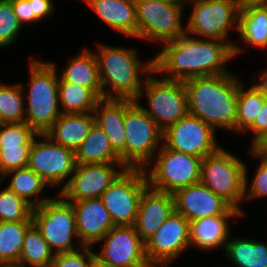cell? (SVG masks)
Listing matches in <instances>:
<instances>
[{
	"label": "cell",
	"instance_id": "obj_14",
	"mask_svg": "<svg viewBox=\"0 0 267 267\" xmlns=\"http://www.w3.org/2000/svg\"><path fill=\"white\" fill-rule=\"evenodd\" d=\"M190 247V222L174 210L145 241V254L151 267H168Z\"/></svg>",
	"mask_w": 267,
	"mask_h": 267
},
{
	"label": "cell",
	"instance_id": "obj_23",
	"mask_svg": "<svg viewBox=\"0 0 267 267\" xmlns=\"http://www.w3.org/2000/svg\"><path fill=\"white\" fill-rule=\"evenodd\" d=\"M239 217L242 215H219L190 222L191 247L201 251H214L221 247L224 251L231 234L229 219Z\"/></svg>",
	"mask_w": 267,
	"mask_h": 267
},
{
	"label": "cell",
	"instance_id": "obj_27",
	"mask_svg": "<svg viewBox=\"0 0 267 267\" xmlns=\"http://www.w3.org/2000/svg\"><path fill=\"white\" fill-rule=\"evenodd\" d=\"M239 39L246 46L267 48V5L241 7L239 13Z\"/></svg>",
	"mask_w": 267,
	"mask_h": 267
},
{
	"label": "cell",
	"instance_id": "obj_8",
	"mask_svg": "<svg viewBox=\"0 0 267 267\" xmlns=\"http://www.w3.org/2000/svg\"><path fill=\"white\" fill-rule=\"evenodd\" d=\"M185 6V0H135L137 38L164 44L184 35Z\"/></svg>",
	"mask_w": 267,
	"mask_h": 267
},
{
	"label": "cell",
	"instance_id": "obj_48",
	"mask_svg": "<svg viewBox=\"0 0 267 267\" xmlns=\"http://www.w3.org/2000/svg\"><path fill=\"white\" fill-rule=\"evenodd\" d=\"M0 267H23L18 262H4L0 263Z\"/></svg>",
	"mask_w": 267,
	"mask_h": 267
},
{
	"label": "cell",
	"instance_id": "obj_18",
	"mask_svg": "<svg viewBox=\"0 0 267 267\" xmlns=\"http://www.w3.org/2000/svg\"><path fill=\"white\" fill-rule=\"evenodd\" d=\"M173 195L175 210L189 222L219 215H242L201 181L180 188Z\"/></svg>",
	"mask_w": 267,
	"mask_h": 267
},
{
	"label": "cell",
	"instance_id": "obj_13",
	"mask_svg": "<svg viewBox=\"0 0 267 267\" xmlns=\"http://www.w3.org/2000/svg\"><path fill=\"white\" fill-rule=\"evenodd\" d=\"M28 167L49 186L63 188L76 167L75 151L55 143L45 133H38L32 142Z\"/></svg>",
	"mask_w": 267,
	"mask_h": 267
},
{
	"label": "cell",
	"instance_id": "obj_40",
	"mask_svg": "<svg viewBox=\"0 0 267 267\" xmlns=\"http://www.w3.org/2000/svg\"><path fill=\"white\" fill-rule=\"evenodd\" d=\"M95 259L92 246H82L75 251L56 253L51 267H91Z\"/></svg>",
	"mask_w": 267,
	"mask_h": 267
},
{
	"label": "cell",
	"instance_id": "obj_43",
	"mask_svg": "<svg viewBox=\"0 0 267 267\" xmlns=\"http://www.w3.org/2000/svg\"><path fill=\"white\" fill-rule=\"evenodd\" d=\"M252 132V143L263 133L267 132V99L265 100L261 111L258 113L254 123L244 132Z\"/></svg>",
	"mask_w": 267,
	"mask_h": 267
},
{
	"label": "cell",
	"instance_id": "obj_26",
	"mask_svg": "<svg viewBox=\"0 0 267 267\" xmlns=\"http://www.w3.org/2000/svg\"><path fill=\"white\" fill-rule=\"evenodd\" d=\"M76 164H122L120 155L112 148L109 138L96 124L75 151Z\"/></svg>",
	"mask_w": 267,
	"mask_h": 267
},
{
	"label": "cell",
	"instance_id": "obj_47",
	"mask_svg": "<svg viewBox=\"0 0 267 267\" xmlns=\"http://www.w3.org/2000/svg\"><path fill=\"white\" fill-rule=\"evenodd\" d=\"M91 267H117L100 261L97 257Z\"/></svg>",
	"mask_w": 267,
	"mask_h": 267
},
{
	"label": "cell",
	"instance_id": "obj_25",
	"mask_svg": "<svg viewBox=\"0 0 267 267\" xmlns=\"http://www.w3.org/2000/svg\"><path fill=\"white\" fill-rule=\"evenodd\" d=\"M67 64L59 77L64 81L90 88L101 99L102 87L94 51L83 48L82 52L72 56Z\"/></svg>",
	"mask_w": 267,
	"mask_h": 267
},
{
	"label": "cell",
	"instance_id": "obj_45",
	"mask_svg": "<svg viewBox=\"0 0 267 267\" xmlns=\"http://www.w3.org/2000/svg\"><path fill=\"white\" fill-rule=\"evenodd\" d=\"M260 77V78H259ZM256 80H252V84L265 96L267 99V68L260 73V76Z\"/></svg>",
	"mask_w": 267,
	"mask_h": 267
},
{
	"label": "cell",
	"instance_id": "obj_17",
	"mask_svg": "<svg viewBox=\"0 0 267 267\" xmlns=\"http://www.w3.org/2000/svg\"><path fill=\"white\" fill-rule=\"evenodd\" d=\"M102 249L96 257L117 267H151L145 254V242L134 226H115L99 241Z\"/></svg>",
	"mask_w": 267,
	"mask_h": 267
},
{
	"label": "cell",
	"instance_id": "obj_46",
	"mask_svg": "<svg viewBox=\"0 0 267 267\" xmlns=\"http://www.w3.org/2000/svg\"><path fill=\"white\" fill-rule=\"evenodd\" d=\"M240 6L267 5V0H239Z\"/></svg>",
	"mask_w": 267,
	"mask_h": 267
},
{
	"label": "cell",
	"instance_id": "obj_28",
	"mask_svg": "<svg viewBox=\"0 0 267 267\" xmlns=\"http://www.w3.org/2000/svg\"><path fill=\"white\" fill-rule=\"evenodd\" d=\"M11 177L7 188L23 198L33 208L42 205L53 197L40 196L49 185L29 167L19 168L4 174L0 182Z\"/></svg>",
	"mask_w": 267,
	"mask_h": 267
},
{
	"label": "cell",
	"instance_id": "obj_6",
	"mask_svg": "<svg viewBox=\"0 0 267 267\" xmlns=\"http://www.w3.org/2000/svg\"><path fill=\"white\" fill-rule=\"evenodd\" d=\"M124 128L126 168H146L163 145V130L131 99H125Z\"/></svg>",
	"mask_w": 267,
	"mask_h": 267
},
{
	"label": "cell",
	"instance_id": "obj_49",
	"mask_svg": "<svg viewBox=\"0 0 267 267\" xmlns=\"http://www.w3.org/2000/svg\"><path fill=\"white\" fill-rule=\"evenodd\" d=\"M145 1H161V0H145Z\"/></svg>",
	"mask_w": 267,
	"mask_h": 267
},
{
	"label": "cell",
	"instance_id": "obj_37",
	"mask_svg": "<svg viewBox=\"0 0 267 267\" xmlns=\"http://www.w3.org/2000/svg\"><path fill=\"white\" fill-rule=\"evenodd\" d=\"M37 132L26 122L0 124V149L12 145H32Z\"/></svg>",
	"mask_w": 267,
	"mask_h": 267
},
{
	"label": "cell",
	"instance_id": "obj_44",
	"mask_svg": "<svg viewBox=\"0 0 267 267\" xmlns=\"http://www.w3.org/2000/svg\"><path fill=\"white\" fill-rule=\"evenodd\" d=\"M249 147L255 155L267 159V132L259 136Z\"/></svg>",
	"mask_w": 267,
	"mask_h": 267
},
{
	"label": "cell",
	"instance_id": "obj_36",
	"mask_svg": "<svg viewBox=\"0 0 267 267\" xmlns=\"http://www.w3.org/2000/svg\"><path fill=\"white\" fill-rule=\"evenodd\" d=\"M22 25L15 15L10 0H0V49L12 45L21 34Z\"/></svg>",
	"mask_w": 267,
	"mask_h": 267
},
{
	"label": "cell",
	"instance_id": "obj_21",
	"mask_svg": "<svg viewBox=\"0 0 267 267\" xmlns=\"http://www.w3.org/2000/svg\"><path fill=\"white\" fill-rule=\"evenodd\" d=\"M93 115L95 124L104 131L126 167L125 99L101 98Z\"/></svg>",
	"mask_w": 267,
	"mask_h": 267
},
{
	"label": "cell",
	"instance_id": "obj_4",
	"mask_svg": "<svg viewBox=\"0 0 267 267\" xmlns=\"http://www.w3.org/2000/svg\"><path fill=\"white\" fill-rule=\"evenodd\" d=\"M29 61L25 122L37 133H46L62 114L58 96L59 74L56 64L51 61L31 58Z\"/></svg>",
	"mask_w": 267,
	"mask_h": 267
},
{
	"label": "cell",
	"instance_id": "obj_29",
	"mask_svg": "<svg viewBox=\"0 0 267 267\" xmlns=\"http://www.w3.org/2000/svg\"><path fill=\"white\" fill-rule=\"evenodd\" d=\"M225 258L236 267H267V242L249 238H232L227 241Z\"/></svg>",
	"mask_w": 267,
	"mask_h": 267
},
{
	"label": "cell",
	"instance_id": "obj_32",
	"mask_svg": "<svg viewBox=\"0 0 267 267\" xmlns=\"http://www.w3.org/2000/svg\"><path fill=\"white\" fill-rule=\"evenodd\" d=\"M248 89L242 82L238 88L237 117L235 133L244 132L254 123L266 100L265 96L253 85Z\"/></svg>",
	"mask_w": 267,
	"mask_h": 267
},
{
	"label": "cell",
	"instance_id": "obj_7",
	"mask_svg": "<svg viewBox=\"0 0 267 267\" xmlns=\"http://www.w3.org/2000/svg\"><path fill=\"white\" fill-rule=\"evenodd\" d=\"M245 164L222 146L202 159L200 179L215 195L240 211L242 216L245 215L244 209L239 203L244 201Z\"/></svg>",
	"mask_w": 267,
	"mask_h": 267
},
{
	"label": "cell",
	"instance_id": "obj_34",
	"mask_svg": "<svg viewBox=\"0 0 267 267\" xmlns=\"http://www.w3.org/2000/svg\"><path fill=\"white\" fill-rule=\"evenodd\" d=\"M33 222H0V263L18 262L27 229Z\"/></svg>",
	"mask_w": 267,
	"mask_h": 267
},
{
	"label": "cell",
	"instance_id": "obj_30",
	"mask_svg": "<svg viewBox=\"0 0 267 267\" xmlns=\"http://www.w3.org/2000/svg\"><path fill=\"white\" fill-rule=\"evenodd\" d=\"M59 105L62 113H93L100 98L87 87L62 80L58 83Z\"/></svg>",
	"mask_w": 267,
	"mask_h": 267
},
{
	"label": "cell",
	"instance_id": "obj_20",
	"mask_svg": "<svg viewBox=\"0 0 267 267\" xmlns=\"http://www.w3.org/2000/svg\"><path fill=\"white\" fill-rule=\"evenodd\" d=\"M175 210L174 195L150 187L143 190L134 227L145 242Z\"/></svg>",
	"mask_w": 267,
	"mask_h": 267
},
{
	"label": "cell",
	"instance_id": "obj_1",
	"mask_svg": "<svg viewBox=\"0 0 267 267\" xmlns=\"http://www.w3.org/2000/svg\"><path fill=\"white\" fill-rule=\"evenodd\" d=\"M163 45L154 57V71L155 74L165 73V79L184 82L196 77L231 73L226 64L234 59V51L225 41L185 33Z\"/></svg>",
	"mask_w": 267,
	"mask_h": 267
},
{
	"label": "cell",
	"instance_id": "obj_12",
	"mask_svg": "<svg viewBox=\"0 0 267 267\" xmlns=\"http://www.w3.org/2000/svg\"><path fill=\"white\" fill-rule=\"evenodd\" d=\"M148 186L144 169H125L103 192L101 200L115 226H134L143 190Z\"/></svg>",
	"mask_w": 267,
	"mask_h": 267
},
{
	"label": "cell",
	"instance_id": "obj_19",
	"mask_svg": "<svg viewBox=\"0 0 267 267\" xmlns=\"http://www.w3.org/2000/svg\"><path fill=\"white\" fill-rule=\"evenodd\" d=\"M67 202H70L74 208L76 231L83 246L93 247L111 228L115 227L101 198Z\"/></svg>",
	"mask_w": 267,
	"mask_h": 267
},
{
	"label": "cell",
	"instance_id": "obj_2",
	"mask_svg": "<svg viewBox=\"0 0 267 267\" xmlns=\"http://www.w3.org/2000/svg\"><path fill=\"white\" fill-rule=\"evenodd\" d=\"M233 73L202 76L184 81L188 114L198 117L215 131L235 132L238 88L243 82Z\"/></svg>",
	"mask_w": 267,
	"mask_h": 267
},
{
	"label": "cell",
	"instance_id": "obj_42",
	"mask_svg": "<svg viewBox=\"0 0 267 267\" xmlns=\"http://www.w3.org/2000/svg\"><path fill=\"white\" fill-rule=\"evenodd\" d=\"M29 2L32 3L35 25L42 19L51 16L56 9L52 0H29Z\"/></svg>",
	"mask_w": 267,
	"mask_h": 267
},
{
	"label": "cell",
	"instance_id": "obj_41",
	"mask_svg": "<svg viewBox=\"0 0 267 267\" xmlns=\"http://www.w3.org/2000/svg\"><path fill=\"white\" fill-rule=\"evenodd\" d=\"M12 3V8L17 16L19 23L23 25L34 24V13L32 8V3L29 0H10Z\"/></svg>",
	"mask_w": 267,
	"mask_h": 267
},
{
	"label": "cell",
	"instance_id": "obj_10",
	"mask_svg": "<svg viewBox=\"0 0 267 267\" xmlns=\"http://www.w3.org/2000/svg\"><path fill=\"white\" fill-rule=\"evenodd\" d=\"M56 196L58 198L54 197L33 208V223L55 254L75 251L83 245L80 243L76 231L74 208L59 194ZM75 239L76 247L73 244Z\"/></svg>",
	"mask_w": 267,
	"mask_h": 267
},
{
	"label": "cell",
	"instance_id": "obj_5",
	"mask_svg": "<svg viewBox=\"0 0 267 267\" xmlns=\"http://www.w3.org/2000/svg\"><path fill=\"white\" fill-rule=\"evenodd\" d=\"M190 4L193 9L185 25L186 33L197 38L225 41L233 48L236 58L242 48L228 39L231 31H239V0H185V5Z\"/></svg>",
	"mask_w": 267,
	"mask_h": 267
},
{
	"label": "cell",
	"instance_id": "obj_39",
	"mask_svg": "<svg viewBox=\"0 0 267 267\" xmlns=\"http://www.w3.org/2000/svg\"><path fill=\"white\" fill-rule=\"evenodd\" d=\"M31 146L12 145L0 149V179L9 171L28 167Z\"/></svg>",
	"mask_w": 267,
	"mask_h": 267
},
{
	"label": "cell",
	"instance_id": "obj_11",
	"mask_svg": "<svg viewBox=\"0 0 267 267\" xmlns=\"http://www.w3.org/2000/svg\"><path fill=\"white\" fill-rule=\"evenodd\" d=\"M153 74L155 71L143 76L146 81L136 102L164 131L188 114L187 92L183 81L159 79ZM144 95L148 107L139 102Z\"/></svg>",
	"mask_w": 267,
	"mask_h": 267
},
{
	"label": "cell",
	"instance_id": "obj_38",
	"mask_svg": "<svg viewBox=\"0 0 267 267\" xmlns=\"http://www.w3.org/2000/svg\"><path fill=\"white\" fill-rule=\"evenodd\" d=\"M249 151L253 157L260 159V161L251 182L248 181V165L245 164L244 201L267 197V159L258 157L251 150ZM249 183L251 184L248 185Z\"/></svg>",
	"mask_w": 267,
	"mask_h": 267
},
{
	"label": "cell",
	"instance_id": "obj_31",
	"mask_svg": "<svg viewBox=\"0 0 267 267\" xmlns=\"http://www.w3.org/2000/svg\"><path fill=\"white\" fill-rule=\"evenodd\" d=\"M55 253L33 223L25 233L18 263L23 267H51Z\"/></svg>",
	"mask_w": 267,
	"mask_h": 267
},
{
	"label": "cell",
	"instance_id": "obj_16",
	"mask_svg": "<svg viewBox=\"0 0 267 267\" xmlns=\"http://www.w3.org/2000/svg\"><path fill=\"white\" fill-rule=\"evenodd\" d=\"M125 169L123 164H76L68 183L57 193L66 201L100 198Z\"/></svg>",
	"mask_w": 267,
	"mask_h": 267
},
{
	"label": "cell",
	"instance_id": "obj_9",
	"mask_svg": "<svg viewBox=\"0 0 267 267\" xmlns=\"http://www.w3.org/2000/svg\"><path fill=\"white\" fill-rule=\"evenodd\" d=\"M201 162L202 159L197 156L167 148L163 144L144 168L148 185L174 194L180 188L200 182Z\"/></svg>",
	"mask_w": 267,
	"mask_h": 267
},
{
	"label": "cell",
	"instance_id": "obj_33",
	"mask_svg": "<svg viewBox=\"0 0 267 267\" xmlns=\"http://www.w3.org/2000/svg\"><path fill=\"white\" fill-rule=\"evenodd\" d=\"M24 85L0 82V124L25 122Z\"/></svg>",
	"mask_w": 267,
	"mask_h": 267
},
{
	"label": "cell",
	"instance_id": "obj_15",
	"mask_svg": "<svg viewBox=\"0 0 267 267\" xmlns=\"http://www.w3.org/2000/svg\"><path fill=\"white\" fill-rule=\"evenodd\" d=\"M215 132L198 117L187 114L163 131V144L167 148L204 159L221 147Z\"/></svg>",
	"mask_w": 267,
	"mask_h": 267
},
{
	"label": "cell",
	"instance_id": "obj_22",
	"mask_svg": "<svg viewBox=\"0 0 267 267\" xmlns=\"http://www.w3.org/2000/svg\"><path fill=\"white\" fill-rule=\"evenodd\" d=\"M114 31L137 38L135 0H84Z\"/></svg>",
	"mask_w": 267,
	"mask_h": 267
},
{
	"label": "cell",
	"instance_id": "obj_24",
	"mask_svg": "<svg viewBox=\"0 0 267 267\" xmlns=\"http://www.w3.org/2000/svg\"><path fill=\"white\" fill-rule=\"evenodd\" d=\"M94 124L93 113H62L45 134L55 143L76 151Z\"/></svg>",
	"mask_w": 267,
	"mask_h": 267
},
{
	"label": "cell",
	"instance_id": "obj_35",
	"mask_svg": "<svg viewBox=\"0 0 267 267\" xmlns=\"http://www.w3.org/2000/svg\"><path fill=\"white\" fill-rule=\"evenodd\" d=\"M33 207L7 187L0 190V222H33Z\"/></svg>",
	"mask_w": 267,
	"mask_h": 267
},
{
	"label": "cell",
	"instance_id": "obj_3",
	"mask_svg": "<svg viewBox=\"0 0 267 267\" xmlns=\"http://www.w3.org/2000/svg\"><path fill=\"white\" fill-rule=\"evenodd\" d=\"M97 44L98 50L94 54L98 62L102 98L136 101L146 81L142 80L141 73L149 75L154 71V58L142 63L134 48Z\"/></svg>",
	"mask_w": 267,
	"mask_h": 267
}]
</instances>
